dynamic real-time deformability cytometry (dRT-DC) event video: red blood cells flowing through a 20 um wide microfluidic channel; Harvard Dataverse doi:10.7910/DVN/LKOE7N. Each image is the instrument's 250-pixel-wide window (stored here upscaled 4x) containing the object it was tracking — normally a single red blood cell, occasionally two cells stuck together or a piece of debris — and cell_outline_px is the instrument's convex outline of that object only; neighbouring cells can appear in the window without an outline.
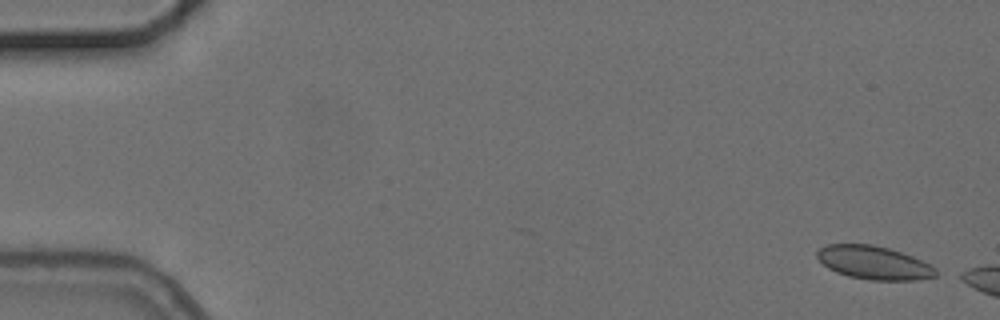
{"species": "common noctule bat (a hibernating species)", "species_latin": "Nyctalus noctula", "temperature_condition": "cold", "stored_images_in_passage": 3, "camera_frame_rate_fps": 3000, "um_per_image_px": 0.085, "animal": {"sex": "female", "body_mass_g": 24.6, "forearm_length_mm": 56.2}, "frame": {"image": 1, "passage_image": 1, "time_ms": 0.0, "image_size_px": [1000, 320], "cell_outline_px": [[936, 276], [916, 280], [872, 280], [848, 276], [836, 272], [828, 268], [816, 256], [816, 252], [820, 248], [828, 244], [872, 244], [888, 248], [912, 256], [936, 268]], "centroid_in_image_um": [74.26, 22.33], "position_along_channel_um": 10.7, "area_um2": 22.89}}